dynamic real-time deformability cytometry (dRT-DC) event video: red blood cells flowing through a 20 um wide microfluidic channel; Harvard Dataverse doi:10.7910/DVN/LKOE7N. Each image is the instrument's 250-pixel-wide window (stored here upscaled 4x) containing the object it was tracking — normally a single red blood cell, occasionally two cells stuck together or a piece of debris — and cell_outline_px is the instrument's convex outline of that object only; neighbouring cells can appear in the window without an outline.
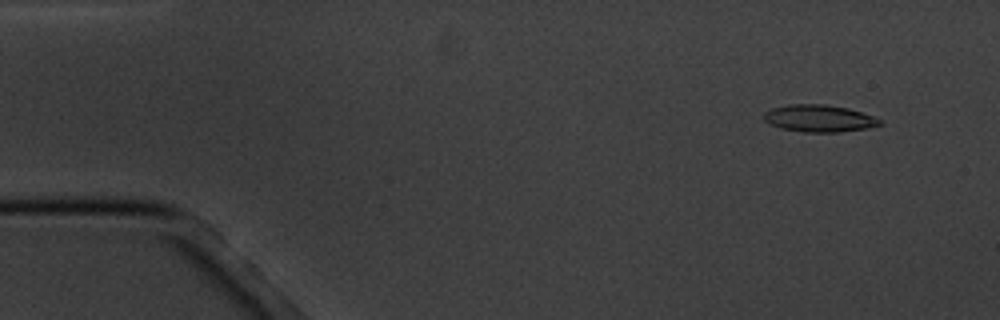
{"species": "common noctule bat (a hibernating species)", "species_latin": "Nyctalus noctula", "temperature_condition": "cold", "stored_images_in_passage": 5, "camera_frame_rate_fps": 3000, "um_per_image_px": 0.085, "animal": {"sex": "male", "body_mass_g": 20.1, "forearm_length_mm": 53.5}, "frame": {"image": 1, "passage_image": 2, "time_ms": 1.0, "image_size_px": [1000, 320], "cell_outline_px": [[884, 124], [868, 128], [840, 132], [804, 132], [780, 128], [764, 120], [764, 112], [772, 108], [788, 104], [824, 104], [848, 108], [872, 116], [880, 120]], "centroid_in_image_um": [69.62, 10.06], "position_along_channel_um": 15.4, "area_um2": 18.26}}
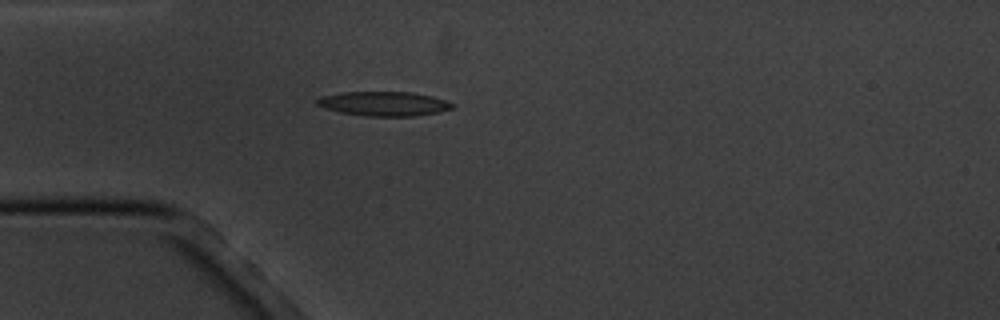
{"frame": {"image": 2, "passage_image": 5, "time_ms": 4.667, "image_size_px": [1000, 320], "cell_outline_px": [[456, 104], [452, 108], [440, 112], [416, 116], [368, 116], [340, 112], [324, 108], [316, 104], [316, 100], [320, 96], [340, 92], [412, 92], [432, 96]], "centroid_in_image_um": [32.63, 8.81], "position_along_channel_um": 52.4, "area_um2": 19.31}}